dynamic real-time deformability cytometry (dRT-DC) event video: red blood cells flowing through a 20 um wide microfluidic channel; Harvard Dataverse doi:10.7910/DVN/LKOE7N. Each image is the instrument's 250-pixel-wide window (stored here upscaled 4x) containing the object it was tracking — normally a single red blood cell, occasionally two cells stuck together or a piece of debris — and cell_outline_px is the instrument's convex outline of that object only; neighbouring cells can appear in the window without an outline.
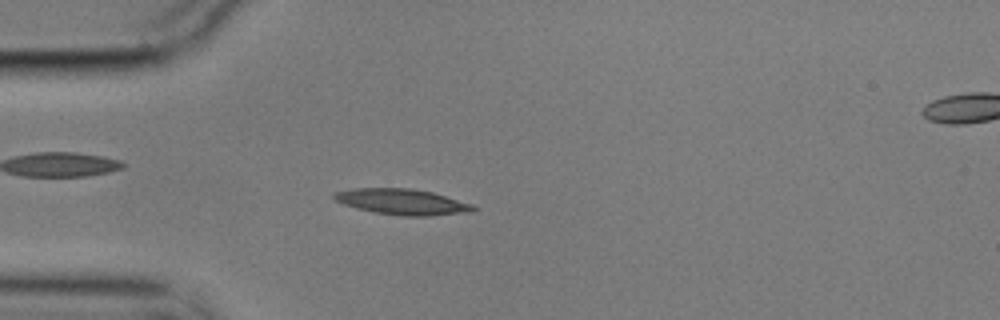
{"species": "common noctule bat (a hibernating species)", "species_latin": "Nyctalus noctula", "temperature_condition": "cold", "stored_images_in_passage": 47, "camera_frame_rate_fps": 3000, "um_per_image_px": 0.085, "animal": {"sex": "male", "body_mass_g": 17.9}, "frame": {"image": 1, "passage_image": 6, "time_ms": 1.667, "image_size_px": [1000, 320], "cell_outline_px": [[480, 208], [476, 212], [428, 216], [404, 216], [372, 212], [356, 208], [344, 204], [336, 200], [332, 196], [336, 192], [352, 188], [412, 188], [432, 192], [472, 204]], "centroid_in_image_um": [34.25, 17.16], "position_along_channel_um": 50.8, "area_um2": 21.1}}
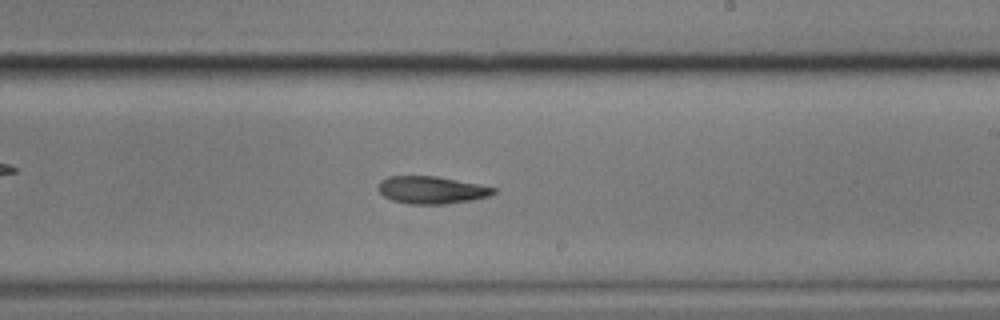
{"frame": {"image": 2, "passage_image": 24, "time_ms": 7.667, "image_size_px": [1000, 320], "cell_outline_px": [[496, 192], [488, 196], [472, 200], [444, 204], [408, 204], [392, 200], [384, 196], [376, 188], [380, 180], [388, 176], [436, 176], [496, 188]], "centroid_in_image_um": [36.63, 16.15], "position_along_channel_um": 252.4, "area_um2": 18.38}}
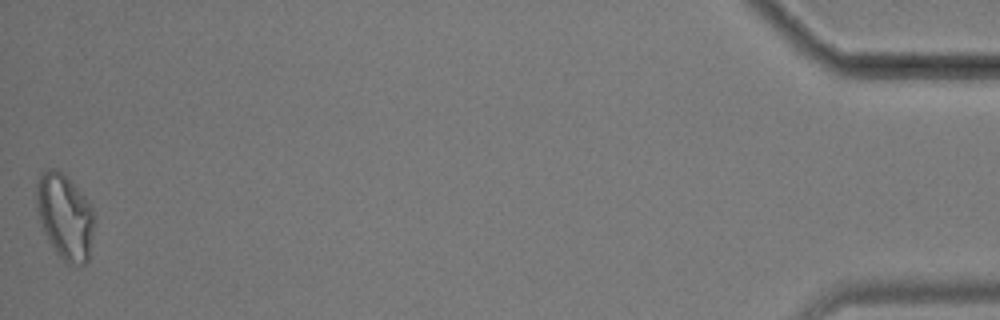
{"frame": {"image": 3, "passage_image": 47, "time_ms": 15.333, "image_size_px": [1000, 320], "cell_outline_px": [[96, 220], [88, 260], [84, 264], [68, 264], [56, 252], [48, 240], [44, 232], [40, 220], [36, 204], [36, 184], [40, 172], [44, 168], [56, 168], [84, 196], [92, 208]], "centroid_in_image_um": [5.52, 18.4], "position_along_channel_um": 429.7, "area_um2": 28.73}}